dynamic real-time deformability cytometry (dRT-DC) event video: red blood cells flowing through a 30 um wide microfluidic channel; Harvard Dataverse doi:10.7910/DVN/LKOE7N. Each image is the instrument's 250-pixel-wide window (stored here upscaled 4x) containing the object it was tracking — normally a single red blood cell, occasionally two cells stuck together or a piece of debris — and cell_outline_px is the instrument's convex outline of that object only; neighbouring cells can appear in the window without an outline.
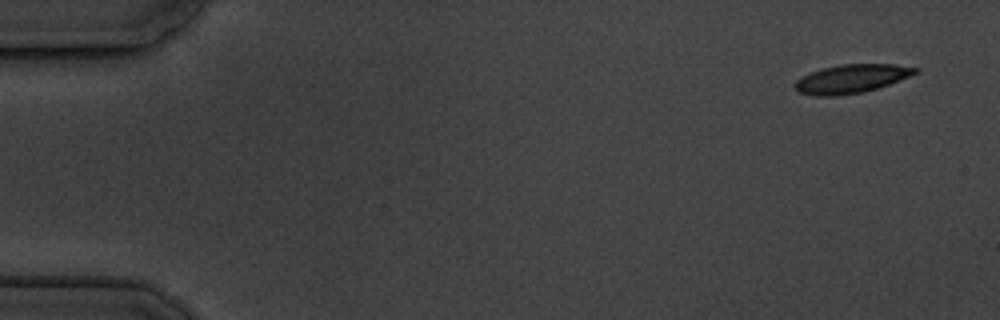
{"species": "common noctule bat (a hibernating species)", "species_latin": "Nyctalus noctula", "temperature_condition": "cold", "stored_images_in_passage": 6, "camera_frame_rate_fps": 3000, "um_per_image_px": 0.085, "animal": {"sex": "male", "body_mass_g": 19.5, "forearm_length_mm": 54.6}, "frame": {"image": 1, "passage_image": 1, "time_ms": 0.0, "image_size_px": [1000, 320], "cell_outline_px": [[920, 72], [888, 84], [864, 92], [836, 96], [816, 96], [800, 92], [792, 84], [796, 80], [812, 72], [824, 68], [840, 64], [896, 64], [920, 68]], "centroid_in_image_um": [72.4, 6.69], "position_along_channel_um": 12.6, "area_um2": 19.94}}
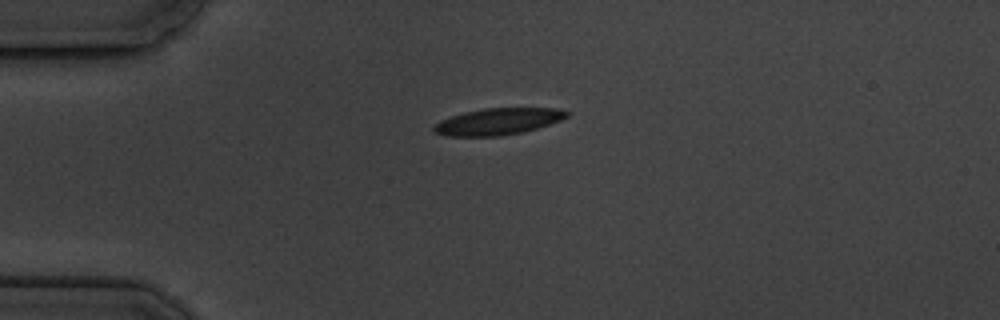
{"frame": {"image": 2, "passage_image": 4, "time_ms": 3.667, "image_size_px": [1000, 320], "cell_outline_px": [[572, 112], [568, 116], [560, 120], [536, 128], [520, 132], [500, 136], [444, 136], [436, 132], [432, 128], [440, 120], [464, 112], [484, 108], [560, 108]], "centroid_in_image_um": [42.35, 10.32], "position_along_channel_um": 42.7, "area_um2": 20.52}}